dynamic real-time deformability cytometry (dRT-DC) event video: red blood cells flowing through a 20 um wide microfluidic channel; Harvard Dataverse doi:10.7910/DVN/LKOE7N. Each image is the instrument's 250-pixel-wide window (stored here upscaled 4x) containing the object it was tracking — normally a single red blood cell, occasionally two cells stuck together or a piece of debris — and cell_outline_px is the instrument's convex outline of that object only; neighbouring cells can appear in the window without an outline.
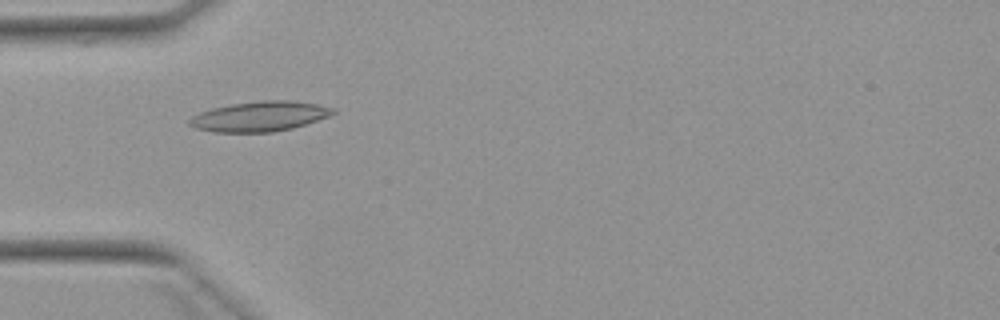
{"species": "Egyptian fruit bat (a non-hibernating species)", "species_latin": "Rousettus aegyptiacus", "temperature_condition": "warm", "stored_images_in_passage": 3, "camera_frame_rate_fps": 3000, "um_per_image_px": 0.085, "animal": {"sex": "female"}, "frame": {"image": 1, "passage_image": 2, "time_ms": 1.0, "image_size_px": [1000, 320], "cell_outline_px": [[336, 112], [328, 116], [292, 128], [272, 132], [212, 132], [196, 128], [188, 124], [188, 120], [192, 116], [200, 112], [212, 108], [232, 104], [264, 100], [288, 100], [316, 104], [336, 108]], "centroid_in_image_um": [22.05, 9.89], "position_along_channel_um": 63.0, "area_um2": 24.91}}
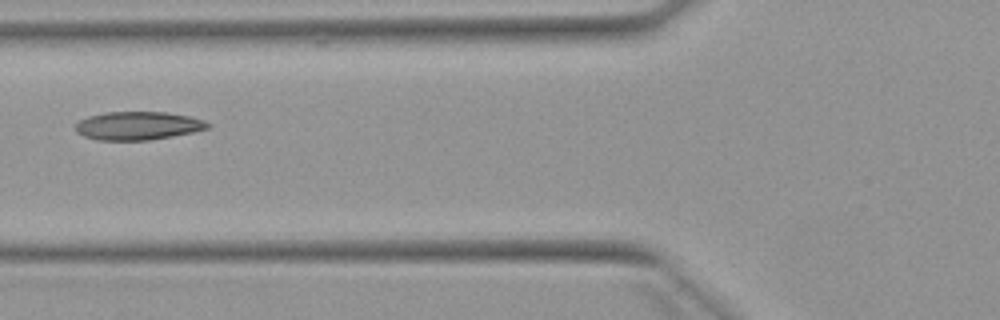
{"frame": {"image": 2, "passage_image": 3, "time_ms": 2.333, "image_size_px": [1000, 320], "cell_outline_px": [[212, 124], [208, 128], [192, 132], [172, 136], [148, 140], [96, 140], [84, 136], [76, 132], [76, 124], [80, 120], [88, 116], [104, 112], [168, 112], [188, 116], [204, 120]], "centroid_in_image_um": [11.72, 10.68], "position_along_channel_um": 114.1, "area_um2": 21.79}}